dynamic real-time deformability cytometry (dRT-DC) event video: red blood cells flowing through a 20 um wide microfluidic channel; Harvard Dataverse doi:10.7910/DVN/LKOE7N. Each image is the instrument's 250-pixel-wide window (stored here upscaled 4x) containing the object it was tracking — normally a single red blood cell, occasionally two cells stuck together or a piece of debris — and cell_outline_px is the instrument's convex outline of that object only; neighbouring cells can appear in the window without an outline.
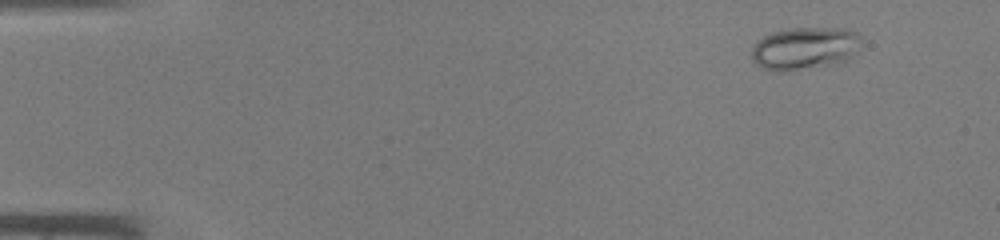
{"species": "common noctule bat (a hibernating species)", "species_latin": "Nyctalus noctula", "temperature_condition": "warm", "stored_images_in_passage": 42, "camera_frame_rate_fps": 3000, "um_per_image_px": 0.085, "animal": {"sex": "male", "body_mass_g": 19.0, "forearm_length_mm": 50.8}, "frame": {"image": 1, "passage_image": 1, "time_ms": 0.0, "image_size_px": [1000, 240], "cell_outline_px": [[860, 36], [848, 56], [844, 60], [836, 64], [784, 72], [780, 72], [764, 68], [756, 64], [752, 60], [752, 48], [764, 36], [772, 32], [792, 28], [848, 28], [856, 32]], "centroid_in_image_um": [68.32, 4.11], "position_along_channel_um": 16.7, "area_um2": 26.59}}
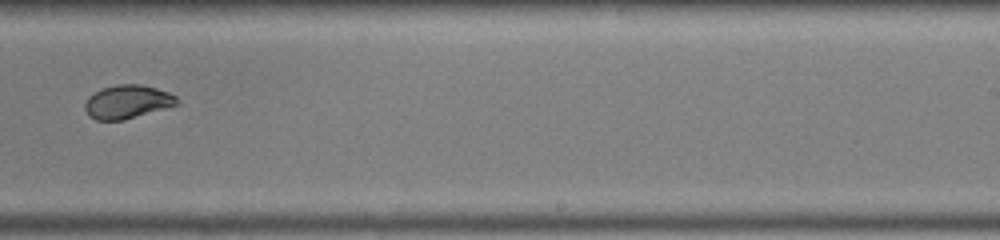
{"frame": {"image": 2, "passage_image": 26, "time_ms": 8.333, "image_size_px": [1000, 240], "cell_outline_px": [[180, 104], [168, 108], [124, 120], [96, 120], [88, 116], [84, 108], [84, 104], [88, 96], [100, 88], [116, 84], [140, 84], [156, 88], [168, 92], [176, 96], [180, 100]], "centroid_in_image_um": [10.83, 8.65], "position_along_channel_um": 278.2, "area_um2": 18.38}}
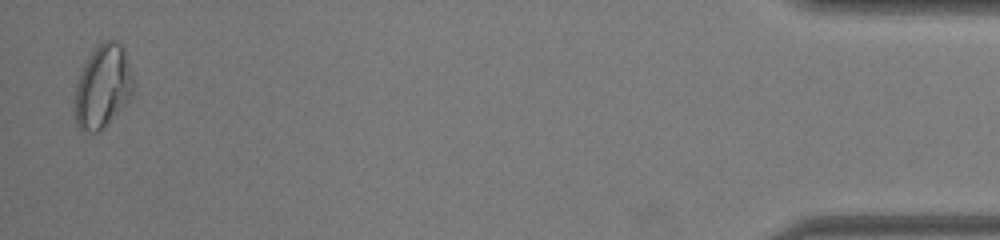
{"frame": {"image": 3, "passage_image": 41, "time_ms": 13.333, "image_size_px": [1000, 240], "cell_outline_px": [[132, 92], [128, 100], [104, 128], [100, 132], [88, 132], [80, 128], [76, 124], [72, 112], [72, 104], [76, 84], [80, 72], [88, 56], [100, 40], [120, 40], [124, 48], [132, 76]], "centroid_in_image_um": [8.67, 7.34], "position_along_channel_um": 426.5, "area_um2": 28.84}}